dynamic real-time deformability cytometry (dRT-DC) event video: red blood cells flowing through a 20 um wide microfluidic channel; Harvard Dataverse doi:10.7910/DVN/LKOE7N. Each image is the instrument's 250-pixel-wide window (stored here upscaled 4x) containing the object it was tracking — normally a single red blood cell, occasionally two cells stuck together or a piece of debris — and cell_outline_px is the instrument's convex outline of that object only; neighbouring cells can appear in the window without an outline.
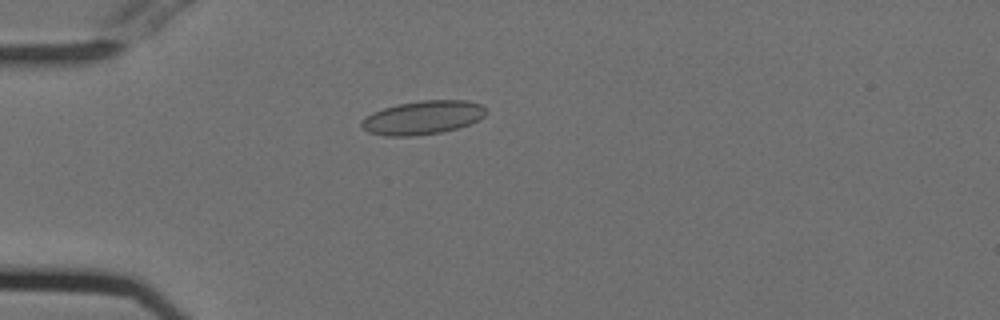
{"species": "Egyptian fruit bat (a non-hibernating species)", "species_latin": "Rousettus aegyptiacus", "temperature_condition": "cold", "stored_images_in_passage": 55, "camera_frame_rate_fps": 3000, "um_per_image_px": 0.085, "animal": {"sex": "female"}, "frame": {"image": 1, "passage_image": 16, "time_ms": 5.0, "image_size_px": [1000, 320], "cell_outline_px": [[488, 112], [480, 120], [456, 128], [440, 132], [416, 136], [384, 136], [368, 132], [360, 124], [372, 112], [384, 108], [400, 104], [420, 100], [464, 100], [480, 104]], "centroid_in_image_um": [35.95, 10.0], "position_along_channel_um": 49.0, "area_um2": 24.22}}
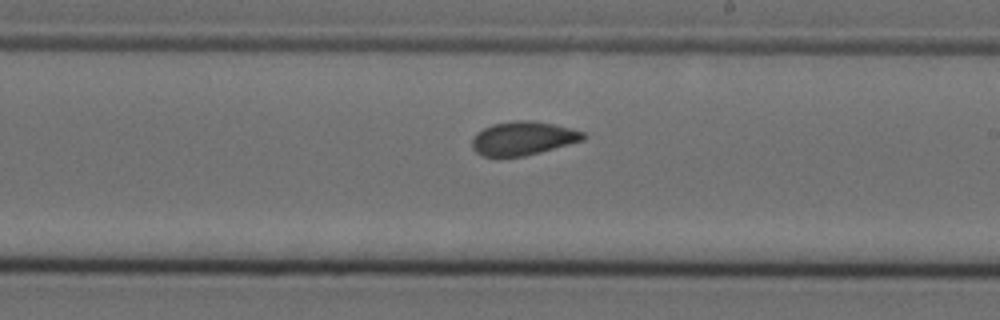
{"frame": {"image": 2, "passage_image": 33, "time_ms": 10.667, "image_size_px": [1000, 320], "cell_outline_px": [[584, 140], [540, 152], [524, 156], [500, 160], [496, 160], [480, 156], [472, 148], [472, 136], [476, 132], [492, 124], [516, 120], [532, 120], [552, 124], [584, 132]], "centroid_in_image_um": [44.35, 11.8], "position_along_channel_um": 244.7, "area_um2": 22.37}}
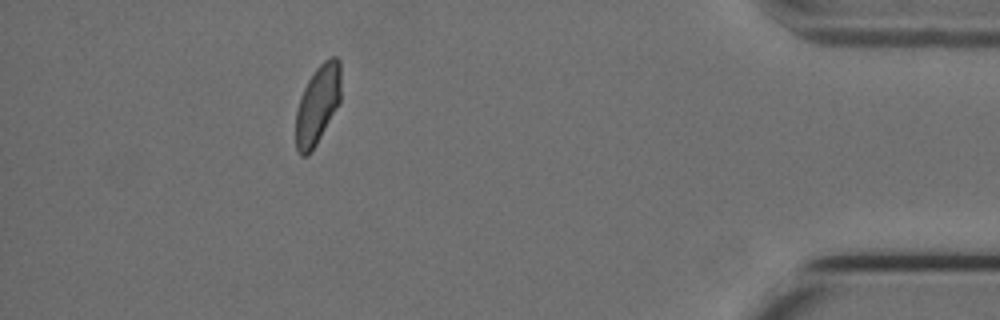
{"frame": {"image": 3, "passage_image": 50, "time_ms": 16.333, "image_size_px": [1000, 320], "cell_outline_px": [[340, 104], [312, 152], [308, 156], [300, 156], [296, 148], [296, 112], [300, 96], [308, 80], [316, 68], [328, 56], [336, 56], [340, 60]], "centroid_in_image_um": [27.0, 8.91], "position_along_channel_um": 408.2, "area_um2": 21.1}, "authors_computed_cell_mechanics": {"area_um2": 22.1952, "velocity_mm_per_s": 3.7391, "shape_relaxation_time_tau1_ms": null, "shape_relaxation_time_tau2_ms": 1.4014, "deformation_change_tau1": null, "deformation_change_tau2": 0.0549}}